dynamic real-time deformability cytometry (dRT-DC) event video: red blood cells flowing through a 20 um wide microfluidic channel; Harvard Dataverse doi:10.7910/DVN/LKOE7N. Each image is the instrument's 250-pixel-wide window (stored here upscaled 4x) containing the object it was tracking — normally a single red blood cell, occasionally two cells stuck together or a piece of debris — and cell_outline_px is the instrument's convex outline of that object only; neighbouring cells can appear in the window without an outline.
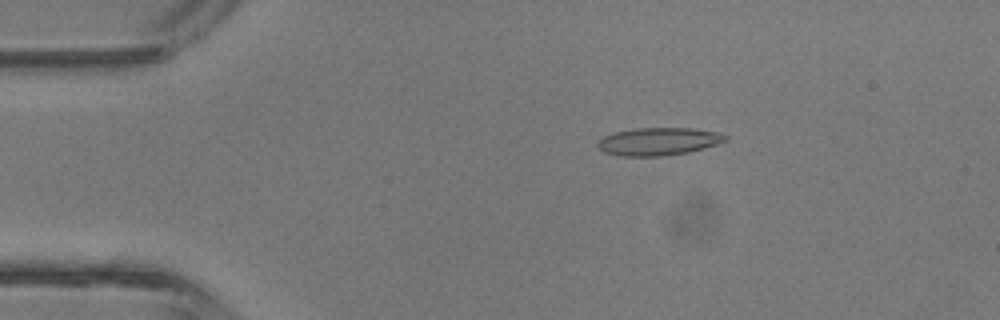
{"species": "common noctule bat (a hibernating species)", "species_latin": "Nyctalus noctula", "temperature_condition": "room temperature", "stored_images_in_passage": 4, "camera_frame_rate_fps": 3000, "um_per_image_px": 0.085, "animal": {"sex": "male", "body_mass_g": 13.3}, "frame": {"image": 1, "passage_image": 3, "time_ms": 2.333, "image_size_px": [1000, 320], "cell_outline_px": [[728, 140], [704, 148], [688, 152], [660, 156], [620, 156], [604, 152], [596, 144], [604, 136], [616, 132], [636, 128], [692, 128], [720, 132], [728, 136]], "centroid_in_image_um": [56.0, 12.02], "position_along_channel_um": 29.0, "area_um2": 20.58}}